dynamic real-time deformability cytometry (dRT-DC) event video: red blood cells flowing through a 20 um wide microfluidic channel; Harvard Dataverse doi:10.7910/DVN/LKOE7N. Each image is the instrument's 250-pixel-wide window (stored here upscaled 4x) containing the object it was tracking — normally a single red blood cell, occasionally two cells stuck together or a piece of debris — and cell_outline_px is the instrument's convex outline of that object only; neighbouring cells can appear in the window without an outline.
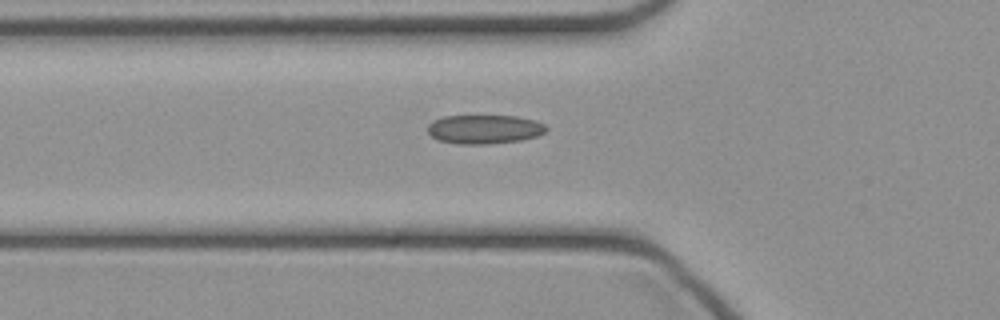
{"species": "common noctule bat (a hibernating species)", "species_latin": "Nyctalus noctula", "temperature_condition": "cold", "stored_images_in_passage": 27, "camera_frame_rate_fps": 3000, "um_per_image_px": 0.085, "animal": {"sex": "female", "body_mass_g": 21.9}, "frame": {"image": 1, "passage_image": 2, "time_ms": 0.333, "image_size_px": [1000, 320], "cell_outline_px": [[548, 128], [544, 132], [536, 136], [520, 140], [488, 144], [460, 144], [440, 140], [432, 136], [428, 132], [428, 124], [444, 116], [516, 116], [536, 120], [544, 124]], "centroid_in_image_um": [41.19, 10.98], "position_along_channel_um": 84.6, "area_um2": 19.83}}
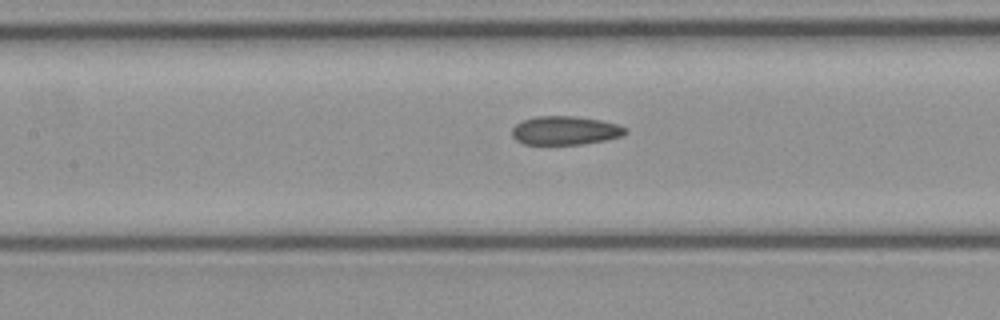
{"frame": {"image": 2, "passage_image": 7, "time_ms": 2.0, "image_size_px": [1000, 320], "cell_outline_px": [[628, 132], [620, 136], [604, 140], [584, 144], [524, 144], [516, 140], [512, 136], [512, 128], [516, 124], [524, 120], [536, 116], [572, 116], [600, 120], [620, 124], [628, 128]], "centroid_in_image_um": [48.06, 11.09], "position_along_channel_um": 159.3, "area_um2": 18.96}}
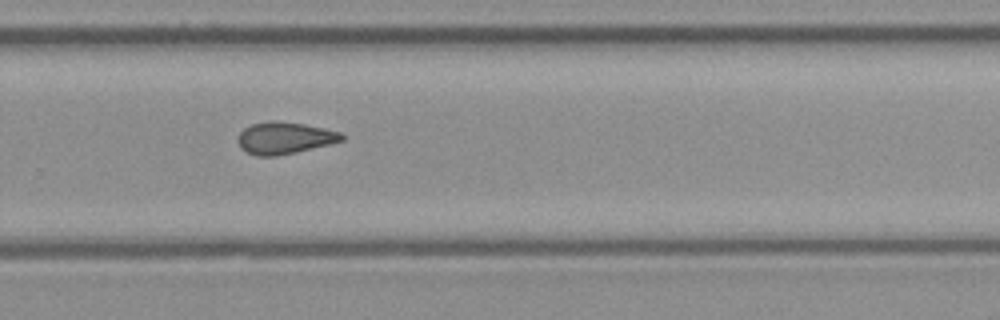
{"frame": {"image": 3, "passage_image": 17, "time_ms": 5.333, "image_size_px": [1000, 320], "cell_outline_px": [[344, 140], [296, 152], [276, 156], [256, 156], [244, 152], [240, 148], [240, 132], [244, 128], [252, 124], [304, 124], [324, 128], [340, 132], [344, 136]], "centroid_in_image_um": [24.21, 11.79], "position_along_channel_um": 305.6, "area_um2": 18.38}}